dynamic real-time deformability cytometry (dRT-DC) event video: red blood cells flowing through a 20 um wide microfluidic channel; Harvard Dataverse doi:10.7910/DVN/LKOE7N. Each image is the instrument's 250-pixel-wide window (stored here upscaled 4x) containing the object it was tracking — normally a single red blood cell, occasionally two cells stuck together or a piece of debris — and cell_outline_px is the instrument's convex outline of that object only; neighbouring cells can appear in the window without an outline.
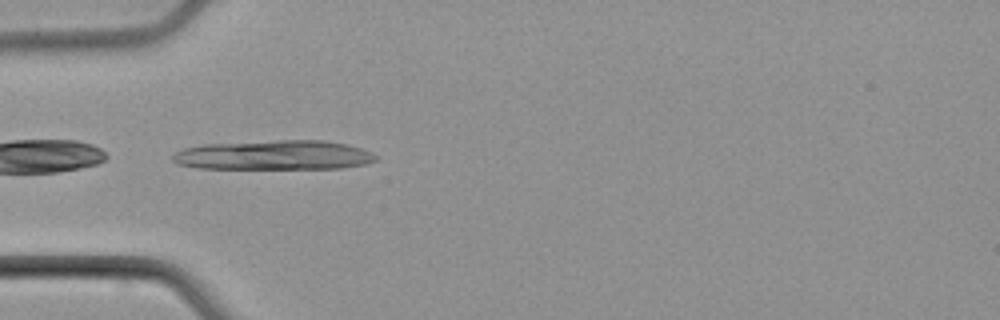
{"species": "common noctule bat (a hibernating species)", "species_latin": "Nyctalus noctula", "temperature_condition": "cold", "stored_images_in_passage": 2, "camera_frame_rate_fps": 3000, "um_per_image_px": 0.085, "animal": {"sex": "male", "body_mass_g": 21.5, "forearm_length_mm": 52.0}, "frame": {"image": 1, "passage_image": 1, "time_ms": 0.0, "image_size_px": [1000, 320], "cell_outline_px": [[376, 160], [364, 164], [340, 168], [200, 168], [176, 164], [172, 160], [172, 156], [176, 152], [184, 148], [204, 144], [280, 140], [320, 140], [344, 144], [360, 148], [372, 152], [376, 156]], "centroid_in_image_um": [23.26, 13.18], "position_along_channel_um": 61.7, "area_um2": 34.62}}